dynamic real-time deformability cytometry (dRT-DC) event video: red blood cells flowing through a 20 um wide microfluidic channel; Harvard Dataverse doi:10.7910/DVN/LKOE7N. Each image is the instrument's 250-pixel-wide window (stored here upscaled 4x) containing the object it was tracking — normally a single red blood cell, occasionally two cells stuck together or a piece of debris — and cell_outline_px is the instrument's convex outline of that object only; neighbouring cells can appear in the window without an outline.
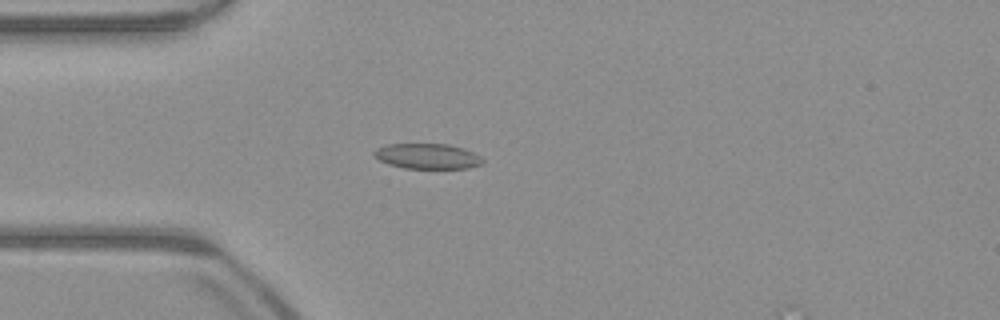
{"species": "common noctule bat (a hibernating species)", "species_latin": "Nyctalus noctula", "temperature_condition": "warm", "stored_images_in_passage": 49, "camera_frame_rate_fps": 3000, "um_per_image_px": 0.085, "animal": {"sex": "male", "body_mass_g": 23.1, "forearm_length_mm": 52.7}, "frame": {"image": 1, "passage_image": 14, "time_ms": 4.333, "image_size_px": [1000, 320], "cell_outline_px": [[484, 164], [468, 168], [404, 168], [388, 164], [380, 160], [372, 152], [376, 148], [384, 144], [448, 144], [464, 148], [480, 156], [484, 160]], "centroid_in_image_um": [36.34, 13.27], "position_along_channel_um": 48.7, "area_um2": 16.07}}
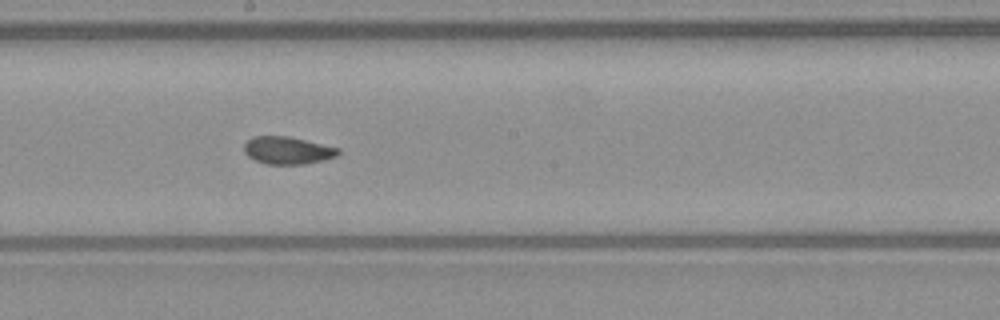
{"frame": {"image": 2, "passage_image": 28, "time_ms": 9.0, "image_size_px": [1000, 320], "cell_outline_px": [[340, 152], [336, 156], [324, 160], [304, 164], [268, 164], [256, 160], [248, 156], [244, 152], [244, 144], [252, 136], [288, 136], [340, 148]], "centroid_in_image_um": [24.44, 12.78], "position_along_channel_um": 223.8, "area_um2": 15.03}}
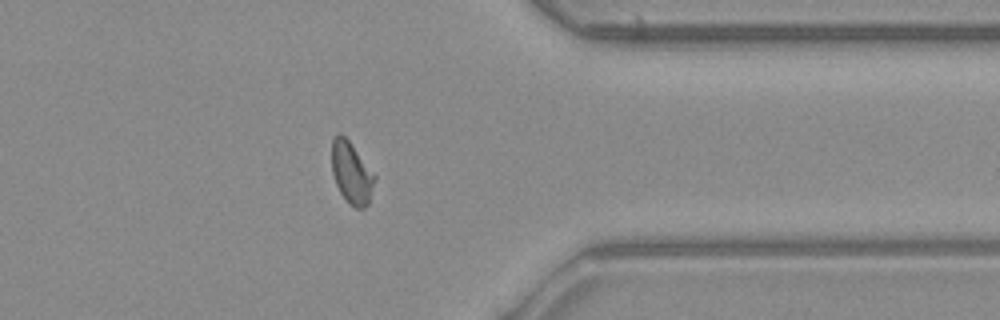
{"frame": {"image": 3, "passage_image": 41, "time_ms": 13.333, "image_size_px": [1000, 320], "cell_outline_px": [[376, 176], [368, 204], [364, 208], [356, 208], [340, 192], [336, 184], [332, 172], [332, 140], [336, 132], [340, 132], [348, 140]], "centroid_in_image_um": [29.86, 14.65], "position_along_channel_um": 381.5, "area_um2": 15.09}}